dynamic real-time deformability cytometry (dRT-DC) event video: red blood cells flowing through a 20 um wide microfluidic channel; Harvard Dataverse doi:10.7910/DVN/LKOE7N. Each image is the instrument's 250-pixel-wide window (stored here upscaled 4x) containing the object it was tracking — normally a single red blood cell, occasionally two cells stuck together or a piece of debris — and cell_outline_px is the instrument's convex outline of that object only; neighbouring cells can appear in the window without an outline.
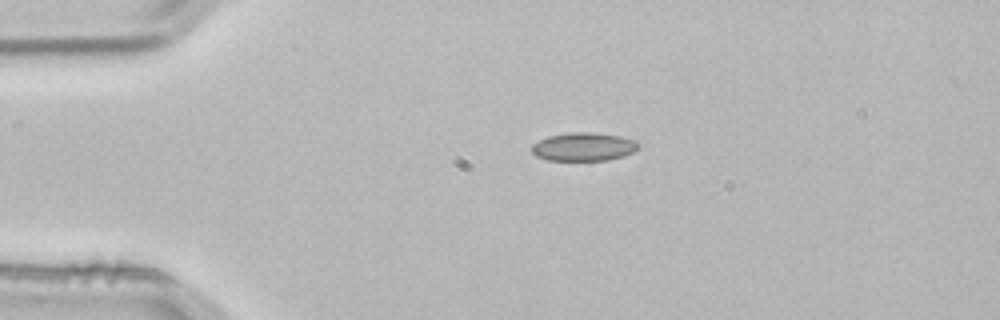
{"species": "common noctule bat (a hibernating species)", "species_latin": "Nyctalus noctula", "temperature_condition": "room temperature", "stored_images_in_passage": 2, "camera_frame_rate_fps": 3000, "um_per_image_px": 0.085, "animal": {"sex": "male", "body_mass_g": 21.5, "forearm_length_mm": 52.0}, "frame": {"image": 1, "passage_image": 1, "time_ms": 0.0, "image_size_px": [1000, 320], "cell_outline_px": [[640, 148], [624, 156], [608, 160], [548, 160], [536, 156], [532, 152], [532, 144], [548, 136], [568, 132], [592, 132], [620, 136], [636, 140], [640, 144]], "centroid_in_image_um": [49.64, 12.47], "position_along_channel_um": 35.4, "area_um2": 17.74}}
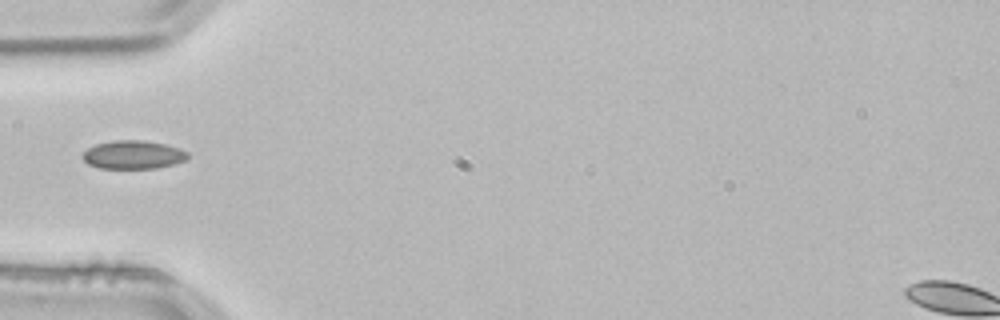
{"frame": {"image": 2, "passage_image": 2, "time_ms": 0.333, "image_size_px": [1000, 320], "cell_outline_px": [[188, 160], [156, 168], [100, 168], [88, 164], [80, 156], [88, 148], [96, 144], [116, 140], [144, 140], [164, 144], [180, 148], [188, 152]], "centroid_in_image_um": [11.32, 13.15], "position_along_channel_um": 73.7, "area_um2": 17.4}}